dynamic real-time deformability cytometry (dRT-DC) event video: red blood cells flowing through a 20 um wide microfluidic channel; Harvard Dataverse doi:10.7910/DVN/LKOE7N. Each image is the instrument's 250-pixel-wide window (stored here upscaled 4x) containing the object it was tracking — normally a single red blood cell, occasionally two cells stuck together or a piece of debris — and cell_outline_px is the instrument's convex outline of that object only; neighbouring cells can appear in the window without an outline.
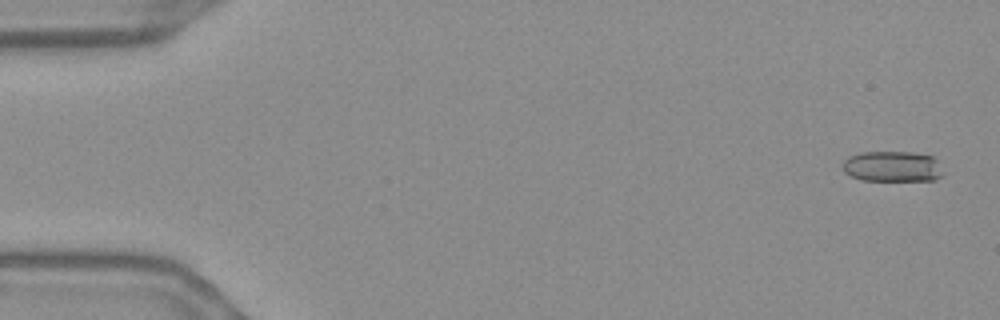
{"species": "Egyptian fruit bat (a non-hibernating species)", "species_latin": "Rousettus aegyptiacus", "temperature_condition": "warm", "stored_images_in_passage": 56, "camera_frame_rate_fps": 3000, "um_per_image_px": 0.085, "frame": {"image": 1, "passage_image": 2, "time_ms": 0.333, "image_size_px": [1000, 320], "cell_outline_px": [[944, 172], [936, 180], [860, 180], [844, 172], [840, 164], [848, 156], [860, 152], [912, 152], [932, 156], [936, 160]], "centroid_in_image_um": [75.81, 14.14], "position_along_channel_um": 9.2, "area_um2": 18.09}}
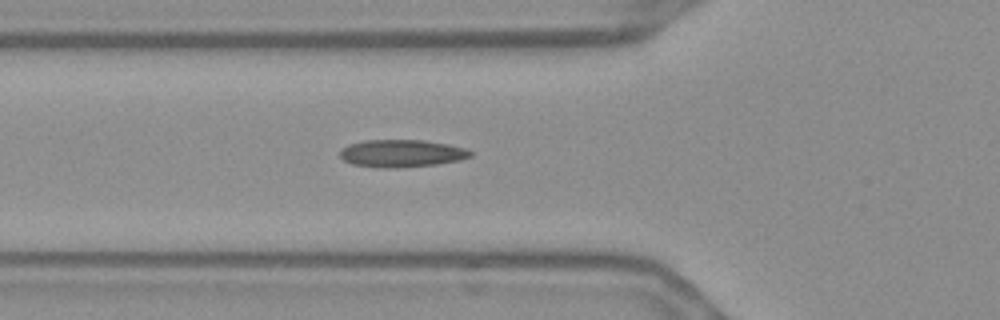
{"frame": {"image": 2, "passage_image": 20, "time_ms": 6.333, "image_size_px": [1000, 320], "cell_outline_px": [[472, 156], [460, 160], [436, 164], [392, 168], [380, 168], [352, 164], [344, 160], [340, 156], [340, 148], [348, 144], [364, 140], [424, 140], [448, 144], [468, 148], [472, 152]], "centroid_in_image_um": [34.13, 13.03], "position_along_channel_um": 91.7, "area_um2": 21.04}}
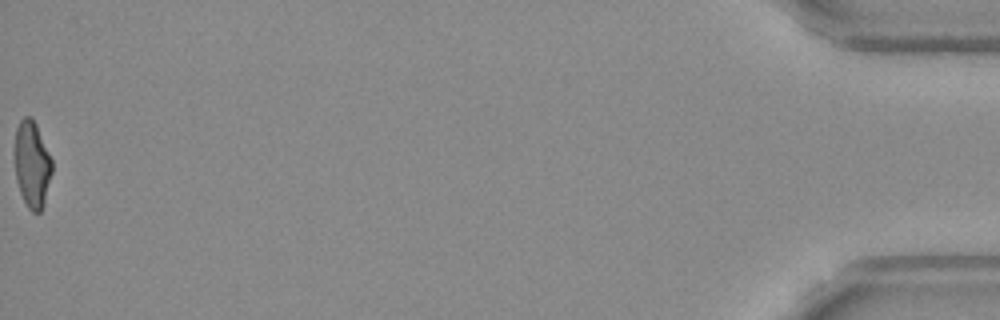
{"frame": {"image": 3, "passage_image": 56, "time_ms": 18.333, "image_size_px": [1000, 320], "cell_outline_px": [[52, 172], [44, 204], [40, 212], [32, 212], [28, 208], [20, 192], [16, 180], [12, 156], [12, 152], [16, 128], [20, 120], [24, 116], [32, 116], [36, 124], [52, 160]], "centroid_in_image_um": [2.68, 13.93], "position_along_channel_um": 432.5, "area_um2": 19.36}, "authors_computed_cell_mechanics": {"area_um2": 19.363, "velocity_mm_per_s": 3.6832, "shape_relaxation_time_tau1_ms": null, "shape_relaxation_time_tau2_ms": 1.3843, "deformation_change_tau1": null, "deformation_change_tau2": 0.0973}}